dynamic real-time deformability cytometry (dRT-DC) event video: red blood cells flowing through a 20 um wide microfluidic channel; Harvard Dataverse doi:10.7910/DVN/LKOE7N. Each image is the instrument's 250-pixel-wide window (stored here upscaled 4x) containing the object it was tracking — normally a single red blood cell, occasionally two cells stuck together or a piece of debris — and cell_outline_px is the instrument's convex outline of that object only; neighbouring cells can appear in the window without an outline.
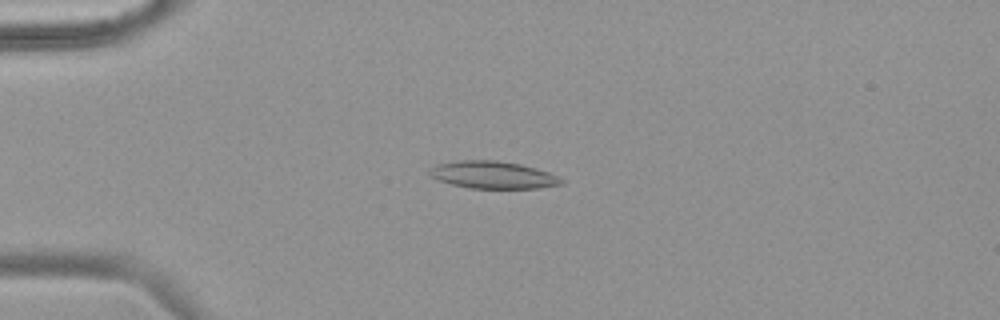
{"species": "common noctule bat (a hibernating species)", "species_latin": "Nyctalus noctula", "temperature_condition": "warm", "stored_images_in_passage": 54, "camera_frame_rate_fps": 3000, "um_per_image_px": 0.085, "animal": {"sex": "female", "body_mass_g": 18.4}, "frame": {"image": 1, "passage_image": 14, "time_ms": 4.333, "image_size_px": [1000, 320], "cell_outline_px": [[564, 184], [540, 188], [468, 188], [436, 180], [428, 172], [436, 164], [456, 160], [496, 160], [520, 164], [536, 168], [548, 172], [564, 180]], "centroid_in_image_um": [41.89, 14.86], "position_along_channel_um": 43.1, "area_um2": 21.04}}
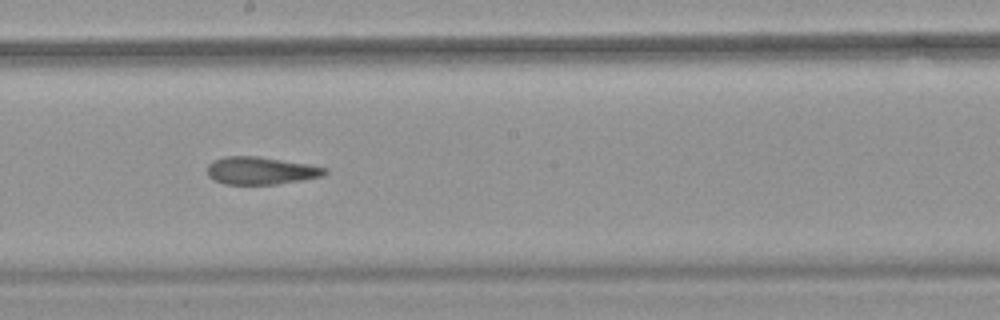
{"frame": {"image": 2, "passage_image": 31, "time_ms": 10.0, "image_size_px": [1000, 320], "cell_outline_px": [[328, 172], [320, 176], [300, 180], [276, 184], [224, 184], [208, 176], [208, 164], [212, 160], [224, 156], [256, 156], [308, 164], [328, 168]], "centroid_in_image_um": [22.14, 14.49], "position_along_channel_um": 226.1, "area_um2": 18.73}}
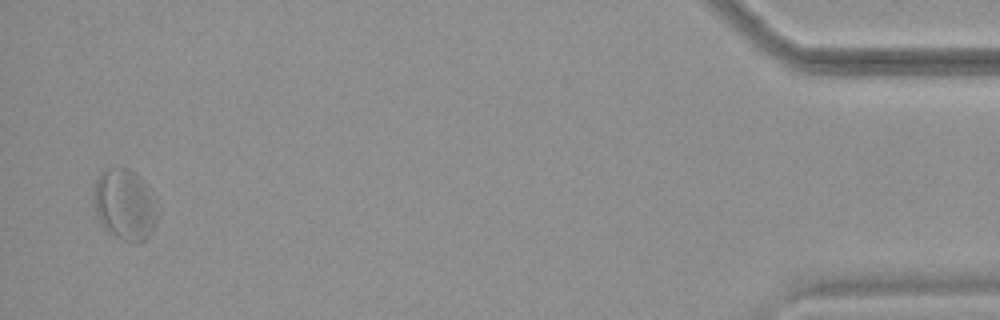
{"frame": {"image": 3, "passage_image": 53, "time_ms": 17.333, "image_size_px": [1000, 320], "cell_outline_px": [[160, 204], [156, 220], [148, 236], [144, 240], [136, 244], [120, 240], [108, 232], [104, 228], [96, 212], [96, 180], [100, 172], [108, 168], [128, 168], [136, 172], [144, 180]], "centroid_in_image_um": [10.68, 17.39], "position_along_channel_um": 424.5, "area_um2": 26.59}, "authors_computed_cell_mechanics": {"area_um2": 21.1259, "velocity_mm_per_s": 3.7561, "shape_relaxation_time_tau1_ms": null, "shape_relaxation_time_tau2_ms": 3.8751, "deformation_change_tau1": null, "deformation_change_tau2": 0.1232}}